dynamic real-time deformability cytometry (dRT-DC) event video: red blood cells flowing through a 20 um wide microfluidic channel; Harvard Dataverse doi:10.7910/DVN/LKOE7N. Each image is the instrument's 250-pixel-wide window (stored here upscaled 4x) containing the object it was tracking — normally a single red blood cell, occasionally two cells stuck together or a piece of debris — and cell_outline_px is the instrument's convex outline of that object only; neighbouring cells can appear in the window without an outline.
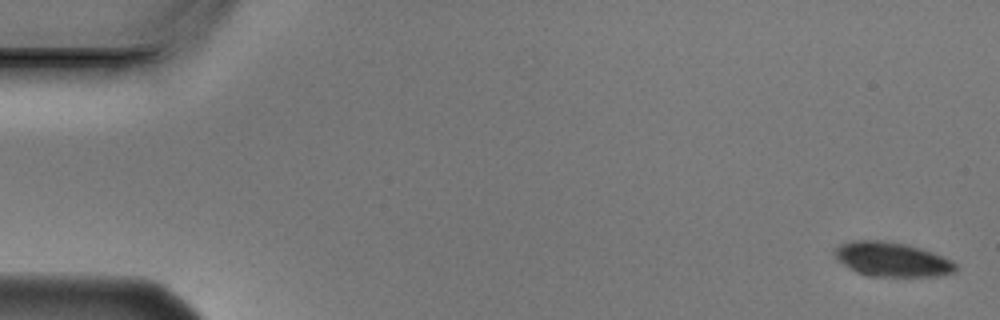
{"species": "Egyptian fruit bat (a non-hibernating species)", "species_latin": "Rousettus aegyptiacus", "temperature_condition": "cold", "stored_images_in_passage": 5, "camera_frame_rate_fps": 3000, "um_per_image_px": 0.085, "animal": {"sex": "male"}, "frame": {"image": 1, "passage_image": 1, "time_ms": 0.0, "image_size_px": [1000, 320], "cell_outline_px": [[956, 272], [940, 276], [868, 276], [848, 268], [836, 260], [832, 248], [840, 244], [852, 240], [884, 240], [904, 244], [920, 248], [932, 252], [952, 260], [956, 264]], "centroid_in_image_um": [75.78, 22.04], "position_along_channel_um": 9.2, "area_um2": 24.45}}
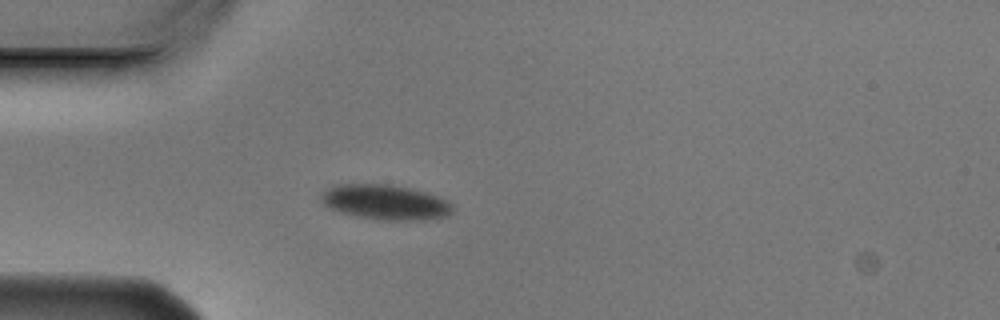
{"frame": {"image": 2, "passage_image": 5, "time_ms": 1.333, "image_size_px": [1000, 320], "cell_outline_px": [[452, 212], [448, 216], [424, 220], [380, 220], [356, 216], [340, 212], [324, 204], [320, 200], [320, 196], [332, 184], [388, 184], [408, 188], [424, 192], [436, 196], [452, 204]], "centroid_in_image_um": [32.73, 17.19], "position_along_channel_um": 52.3, "area_um2": 26.65}}